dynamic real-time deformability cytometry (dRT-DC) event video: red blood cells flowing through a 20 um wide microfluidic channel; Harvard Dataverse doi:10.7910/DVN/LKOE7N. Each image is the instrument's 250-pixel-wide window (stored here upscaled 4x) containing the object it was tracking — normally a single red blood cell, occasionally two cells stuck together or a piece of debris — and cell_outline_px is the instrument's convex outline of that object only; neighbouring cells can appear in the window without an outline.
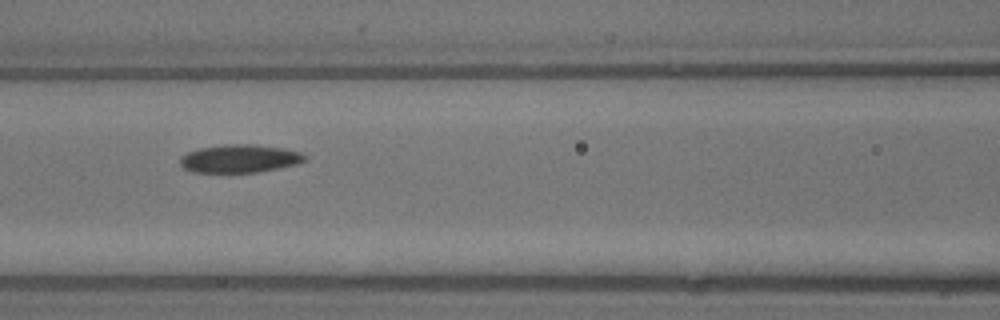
{"species": "common noctule bat (a hibernating species)", "species_latin": "Nyctalus noctula", "temperature_condition": "warm", "stored_images_in_passage": 9, "camera_frame_rate_fps": 3000, "um_per_image_px": 0.085, "animal": {"sex": "male", "body_mass_g": 13.3}, "frame": {"image": 1, "passage_image": 7, "time_ms": 2.0, "image_size_px": [1000, 320], "cell_outline_px": [[308, 160], [296, 164], [280, 168], [256, 172], [192, 172], [180, 168], [180, 160], [188, 152], [200, 148], [224, 144], [256, 144], [284, 148], [300, 152], [308, 156]], "centroid_in_image_um": [20.4, 13.48], "position_along_channel_um": 146.2, "area_um2": 20.58}}
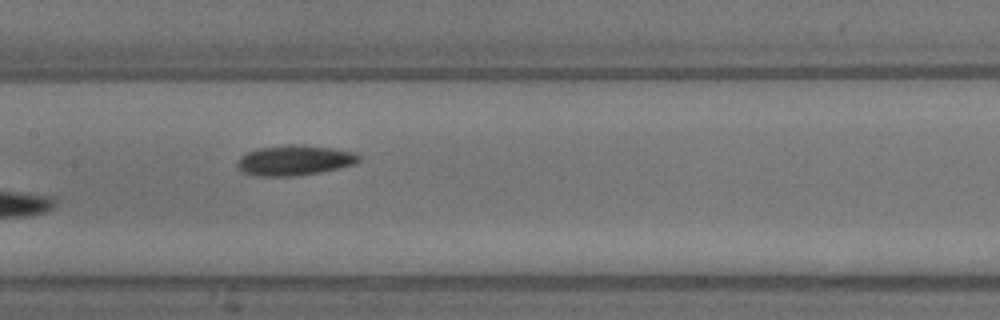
{"frame": {"image": 2, "passage_image": 8, "time_ms": 2.333, "image_size_px": [1000, 320], "cell_outline_px": [[360, 160], [356, 164], [340, 168], [320, 172], [292, 176], [256, 176], [240, 172], [236, 164], [240, 156], [248, 152], [260, 148], [288, 144], [296, 144], [332, 148], [356, 152], [360, 156]], "centroid_in_image_um": [25.04, 13.63], "position_along_channel_um": 182.4, "area_um2": 21.56}}
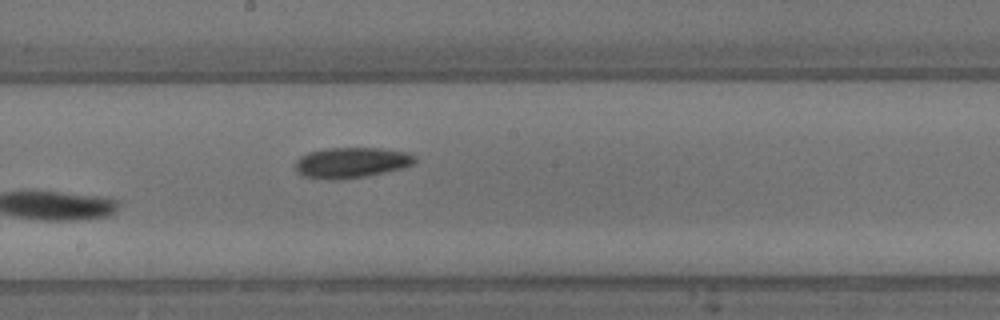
{"frame": {"image": 3, "passage_image": 9, "time_ms": 2.667, "image_size_px": [1000, 320], "cell_outline_px": [[416, 160], [412, 164], [400, 168], [384, 172], [364, 176], [336, 180], [332, 180], [300, 176], [296, 172], [296, 160], [300, 156], [308, 152], [328, 148], [380, 148], [408, 152], [416, 156]], "centroid_in_image_um": [29.83, 13.82], "position_along_channel_um": 218.4, "area_um2": 21.27}}